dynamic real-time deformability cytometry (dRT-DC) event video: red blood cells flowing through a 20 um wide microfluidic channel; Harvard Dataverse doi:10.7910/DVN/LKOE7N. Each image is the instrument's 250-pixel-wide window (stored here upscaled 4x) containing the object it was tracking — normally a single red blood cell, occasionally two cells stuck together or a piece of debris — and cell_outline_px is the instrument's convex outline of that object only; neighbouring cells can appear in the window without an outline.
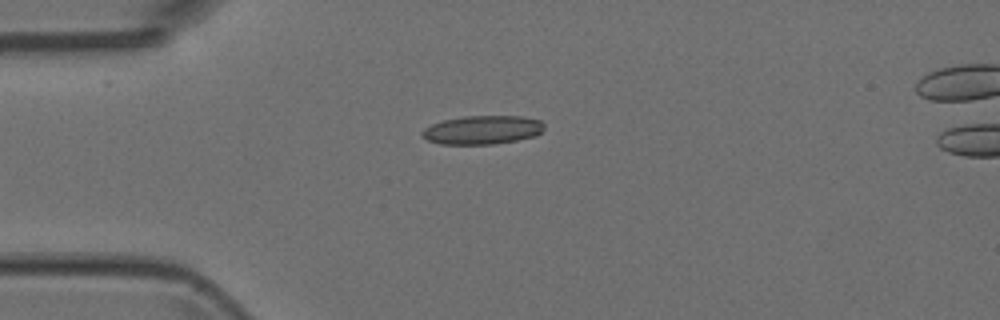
{"species": "Egyptian fruit bat (a non-hibernating species)", "species_latin": "Rousettus aegyptiacus", "temperature_condition": "room temperature", "stored_images_in_passage": 3, "camera_frame_rate_fps": 3000, "um_per_image_px": 0.085, "animal": {"sex": "female"}, "frame": {"image": 1, "passage_image": 1, "time_ms": 0.0, "image_size_px": [1000, 320], "cell_outline_px": [[544, 128], [536, 136], [516, 140], [492, 144], [440, 144], [428, 140], [420, 136], [420, 132], [424, 128], [432, 124], [444, 120], [464, 116], [524, 116], [540, 120], [544, 124]], "centroid_in_image_um": [40.99, 11.04], "position_along_channel_um": 44.0, "area_um2": 20.46}}
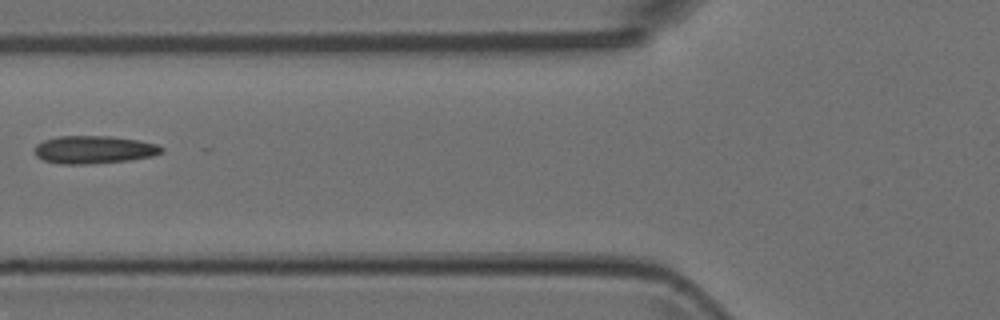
{"frame": {"image": 2, "passage_image": 3, "time_ms": 0.667, "image_size_px": [1000, 320], "cell_outline_px": [[164, 152], [152, 156], [132, 160], [92, 164], [60, 164], [44, 160], [36, 156], [36, 144], [44, 140], [60, 136], [108, 136], [136, 140], [156, 144], [164, 148]], "centroid_in_image_um": [8.0, 12.73], "position_along_channel_um": 117.8, "area_um2": 20.58}}